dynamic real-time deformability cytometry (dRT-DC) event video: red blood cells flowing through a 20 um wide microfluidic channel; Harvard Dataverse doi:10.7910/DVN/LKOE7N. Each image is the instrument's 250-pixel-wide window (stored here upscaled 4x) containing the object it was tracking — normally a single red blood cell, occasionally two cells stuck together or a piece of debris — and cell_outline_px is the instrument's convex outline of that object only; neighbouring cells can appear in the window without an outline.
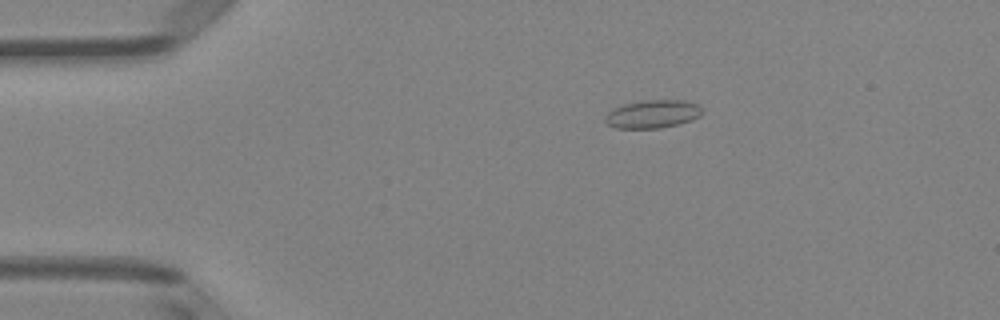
{"species": "Egyptian fruit bat (a non-hibernating species)", "species_latin": "Rousettus aegyptiacus", "temperature_condition": "room temperature", "stored_images_in_passage": 4, "camera_frame_rate_fps": 3000, "um_per_image_px": 0.085, "animal": {"sex": "female"}, "frame": {"image": 1, "passage_image": 3, "time_ms": 2.333, "image_size_px": [1000, 320], "cell_outline_px": [[704, 112], [700, 116], [692, 120], [660, 128], [616, 128], [608, 124], [604, 120], [604, 116], [608, 112], [624, 104], [644, 100], [684, 100], [696, 104], [704, 108]], "centroid_in_image_um": [55.5, 9.69], "position_along_channel_um": 29.5, "area_um2": 15.9}}